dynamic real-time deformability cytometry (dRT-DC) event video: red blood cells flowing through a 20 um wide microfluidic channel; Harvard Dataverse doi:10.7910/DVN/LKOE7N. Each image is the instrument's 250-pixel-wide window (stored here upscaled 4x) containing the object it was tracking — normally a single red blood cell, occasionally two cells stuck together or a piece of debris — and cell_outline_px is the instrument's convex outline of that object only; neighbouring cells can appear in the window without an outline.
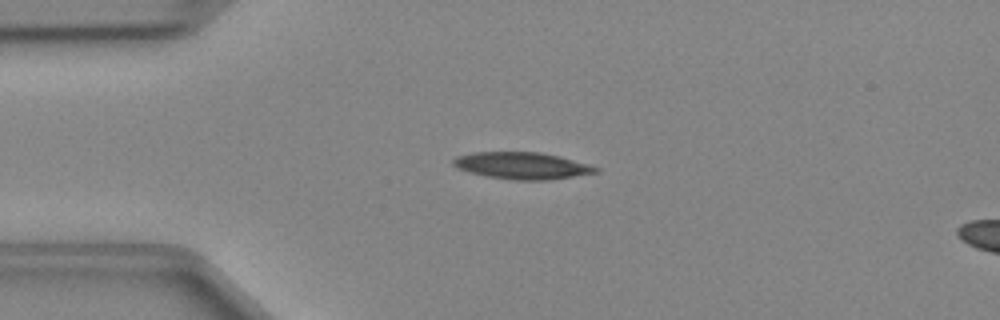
{"species": "Egyptian fruit bat (a non-hibernating species)", "species_latin": "Rousettus aegyptiacus", "temperature_condition": "cold", "stored_images_in_passage": 37, "camera_frame_rate_fps": 3000, "um_per_image_px": 0.085, "animal": {"sex": "female"}, "frame": {"image": 1, "passage_image": 1, "time_ms": 0.0, "image_size_px": [1000, 320], "cell_outline_px": [[600, 172], [548, 180], [512, 180], [488, 176], [468, 172], [456, 168], [452, 164], [452, 160], [456, 156], [472, 152], [540, 152], [560, 156], [588, 164], [600, 168]], "centroid_in_image_um": [44.36, 14.08], "position_along_channel_um": 40.6, "area_um2": 22.43}}
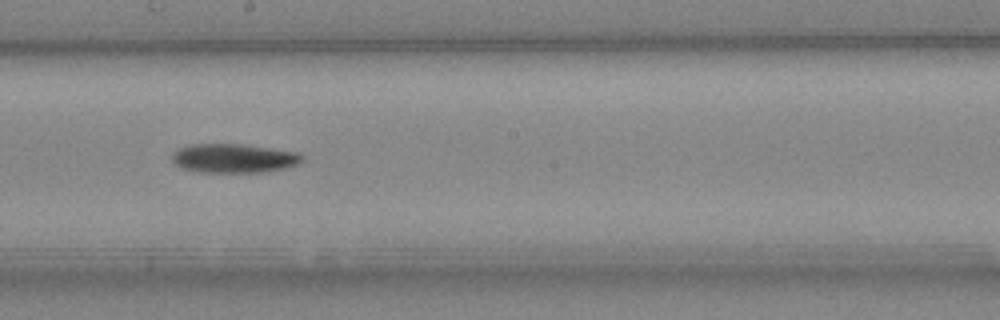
{"frame": {"image": 2, "passage_image": 16, "time_ms": 5.0, "image_size_px": [1000, 320], "cell_outline_px": [[304, 160], [296, 164], [284, 168], [260, 172], [196, 172], [180, 168], [172, 160], [172, 152], [180, 148], [192, 144], [240, 144], [300, 152], [304, 156]], "centroid_in_image_um": [19.86, 13.45], "position_along_channel_um": 228.3, "area_um2": 22.02}}
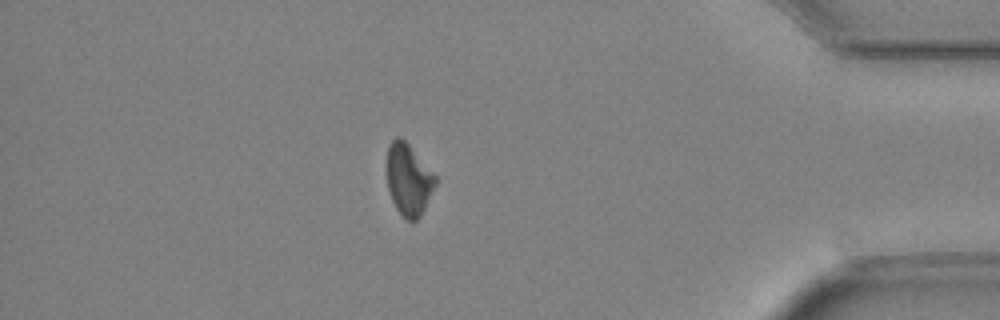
{"frame": {"image": 3, "passage_image": 31, "time_ms": 10.0, "image_size_px": [1000, 320], "cell_outline_px": [[436, 184], [420, 216], [412, 224], [400, 216], [392, 200], [388, 188], [388, 144], [396, 136], [400, 136], [408, 144], [436, 176]], "centroid_in_image_um": [34.72, 15.3], "position_along_channel_um": 400.5, "area_um2": 20.06}}